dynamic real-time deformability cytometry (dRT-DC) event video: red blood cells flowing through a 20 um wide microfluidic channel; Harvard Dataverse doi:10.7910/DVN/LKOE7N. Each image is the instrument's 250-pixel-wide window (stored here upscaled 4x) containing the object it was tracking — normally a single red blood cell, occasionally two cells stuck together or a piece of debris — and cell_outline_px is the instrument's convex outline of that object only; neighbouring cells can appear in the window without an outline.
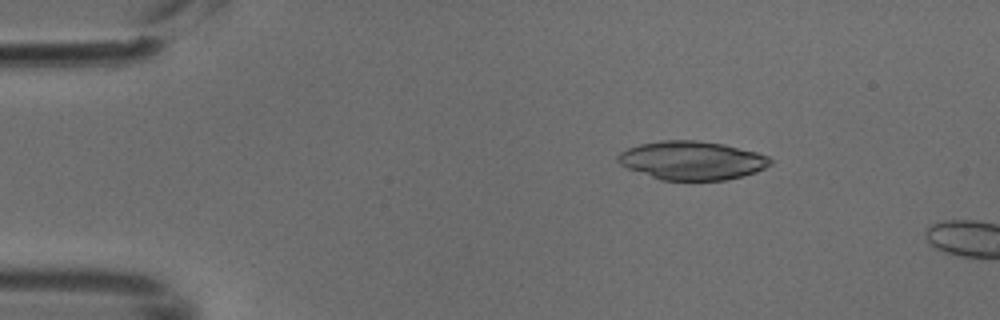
{"species": "common noctule bat (a hibernating species)", "species_latin": "Nyctalus noctula", "temperature_condition": "cold", "stored_images_in_passage": 2, "camera_frame_rate_fps": 3000, "um_per_image_px": 0.085, "animal": {"sex": "male", "body_mass_g": 18.8}, "frame": {"image": 1, "passage_image": 1, "time_ms": 0.0, "image_size_px": [1000, 320], "cell_outline_px": [[772, 164], [756, 172], [744, 176], [724, 180], [660, 180], [628, 168], [620, 164], [616, 160], [616, 156], [620, 152], [628, 148], [640, 144], [664, 140], [696, 140], [724, 144], [756, 152], [768, 156], [772, 160]], "centroid_in_image_um": [58.82, 13.64], "position_along_channel_um": 26.2, "area_um2": 34.33}}